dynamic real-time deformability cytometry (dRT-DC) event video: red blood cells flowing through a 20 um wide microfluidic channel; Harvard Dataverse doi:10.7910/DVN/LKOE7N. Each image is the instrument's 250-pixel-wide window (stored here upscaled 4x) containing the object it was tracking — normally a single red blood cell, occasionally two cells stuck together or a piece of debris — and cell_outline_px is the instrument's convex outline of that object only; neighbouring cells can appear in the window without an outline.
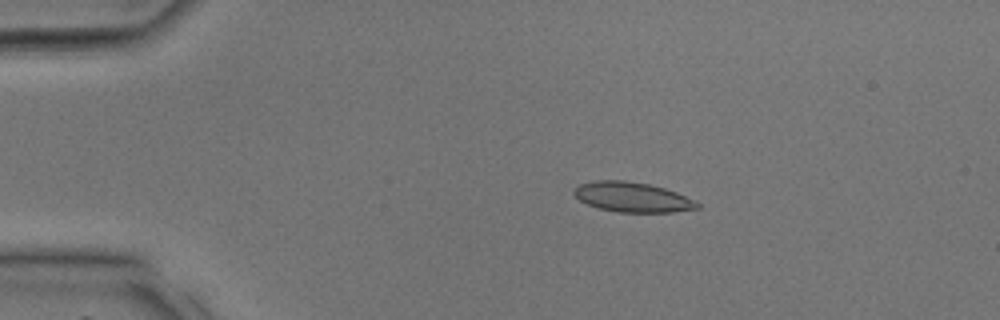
{"species": "common noctule bat (a hibernating species)", "species_latin": "Nyctalus noctula", "temperature_condition": "room temperature", "stored_images_in_passage": 37, "camera_frame_rate_fps": 3000, "um_per_image_px": 0.085, "animal": {"sex": "male", "body_mass_g": 17.9, "forearm_length_mm": 54.2}, "frame": {"image": 1, "passage_image": 7, "time_ms": 2.0, "image_size_px": [1000, 320], "cell_outline_px": [[700, 208], [672, 212], [620, 212], [596, 208], [580, 200], [572, 192], [580, 184], [596, 180], [624, 180], [648, 184], [664, 188], [676, 192], [696, 200], [700, 204]], "centroid_in_image_um": [53.77, 16.76], "position_along_channel_um": 31.2, "area_um2": 21.44}}
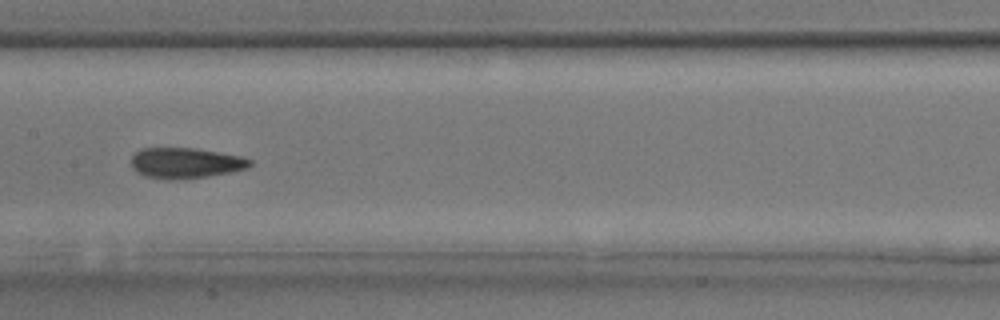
{"frame": {"image": 2, "passage_image": 19, "time_ms": 6.0, "image_size_px": [1000, 320], "cell_outline_px": [[252, 164], [248, 168], [232, 172], [208, 176], [168, 180], [144, 176], [136, 172], [132, 168], [132, 156], [140, 148], [196, 148], [240, 156], [252, 160]], "centroid_in_image_um": [15.76, 13.85], "position_along_channel_um": 191.6, "area_um2": 21.21}}
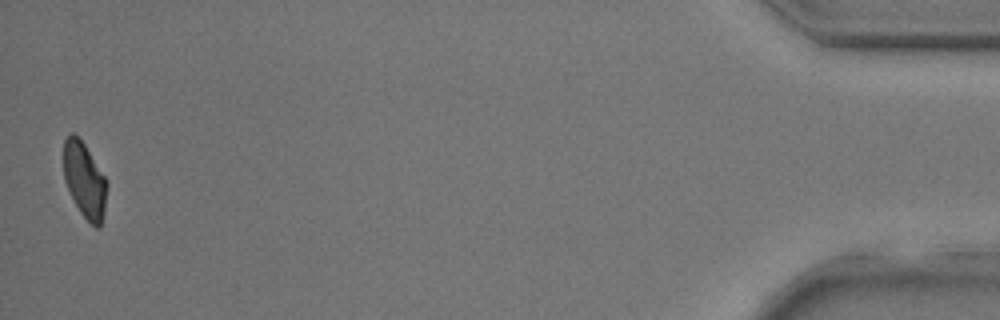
{"frame": {"image": 3, "passage_image": 37, "time_ms": 12.0, "image_size_px": [1000, 320], "cell_outline_px": [[108, 184], [104, 212], [100, 228], [96, 228], [80, 212], [64, 180], [64, 140], [72, 132], [84, 144], [108, 180]], "centroid_in_image_um": [7.22, 15.32], "position_along_channel_um": 428.0, "area_um2": 18.84}}